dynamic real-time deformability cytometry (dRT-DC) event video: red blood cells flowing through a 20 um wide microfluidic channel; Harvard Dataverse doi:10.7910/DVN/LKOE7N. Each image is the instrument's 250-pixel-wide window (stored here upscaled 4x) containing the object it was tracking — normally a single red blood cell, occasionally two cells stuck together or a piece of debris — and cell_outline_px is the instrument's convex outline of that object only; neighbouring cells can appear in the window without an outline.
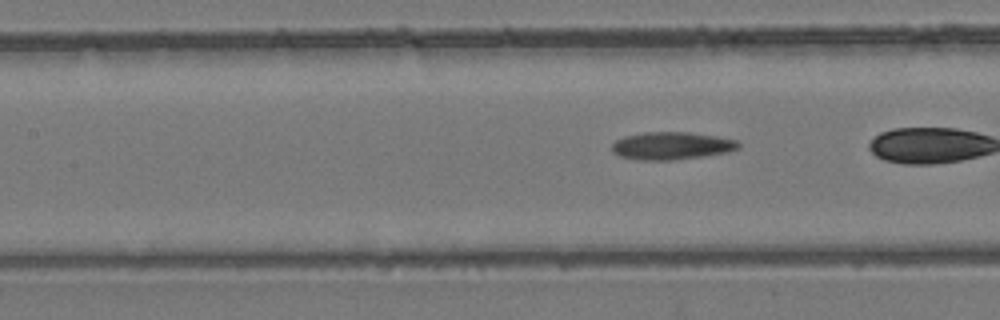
{"species": "common noctule bat (a hibernating species)", "species_latin": "Nyctalus noctula", "temperature_condition": "room temperature", "stored_images_in_passage": 8, "camera_frame_rate_fps": 3000, "um_per_image_px": 0.085, "animal": {"sex": "female", "body_mass_g": 24.6, "forearm_length_mm": 56.2}, "frame": {"image": 1, "passage_image": 8, "time_ms": 8.0, "image_size_px": [1000, 320], "cell_outline_px": [[740, 148], [728, 152], [704, 156], [676, 160], [640, 160], [620, 156], [612, 152], [612, 144], [616, 140], [624, 136], [644, 132], [688, 132], [716, 136], [736, 140], [740, 144]], "centroid_in_image_um": [57.09, 12.39], "position_along_channel_um": 150.3, "area_um2": 20.46}}